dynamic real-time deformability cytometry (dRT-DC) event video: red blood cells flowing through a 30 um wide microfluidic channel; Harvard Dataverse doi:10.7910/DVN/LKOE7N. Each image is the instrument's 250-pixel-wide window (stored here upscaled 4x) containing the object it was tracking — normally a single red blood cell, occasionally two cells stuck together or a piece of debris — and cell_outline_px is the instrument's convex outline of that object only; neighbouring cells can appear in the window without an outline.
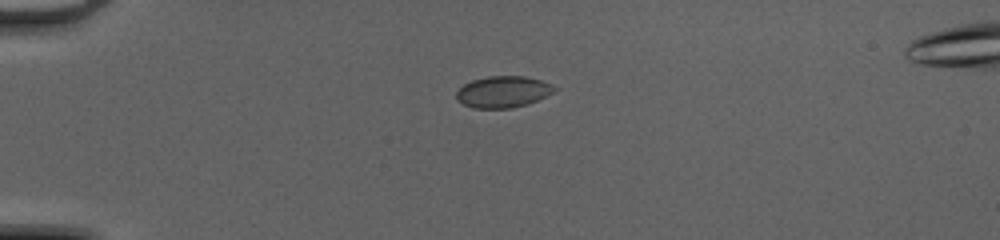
{"species": "common noctule bat (a hibernating species)", "species_latin": "Nyctalus noctula", "temperature_condition": "cold", "stored_images_in_passage": 38, "camera_frame_rate_fps": 3000, "um_per_image_px": 0.085, "animal": {"sex": "female", "body_mass_g": 20.0, "forearm_length_mm": 54.0}, "frame": {"image": 1, "passage_image": 1, "time_ms": 0.0, "image_size_px": [1000, 240], "cell_outline_px": [[556, 88], [552, 92], [528, 104], [512, 108], [472, 108], [464, 104], [456, 96], [456, 92], [464, 84], [472, 80], [488, 76], [524, 76], [540, 80], [552, 84]], "centroid_in_image_um": [42.74, 7.8], "position_along_channel_um": 42.3, "area_um2": 17.74}}
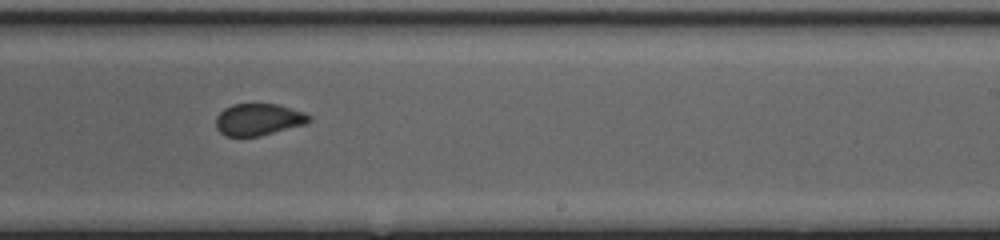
{"frame": {"image": 2, "passage_image": 20, "time_ms": 6.333, "image_size_px": [1000, 240], "cell_outline_px": [[312, 120], [304, 124], [260, 136], [228, 136], [220, 132], [216, 128], [216, 116], [224, 108], [232, 104], [276, 104], [304, 112], [312, 116]], "centroid_in_image_um": [21.96, 10.15], "position_along_channel_um": 267.0, "area_um2": 17.22}}
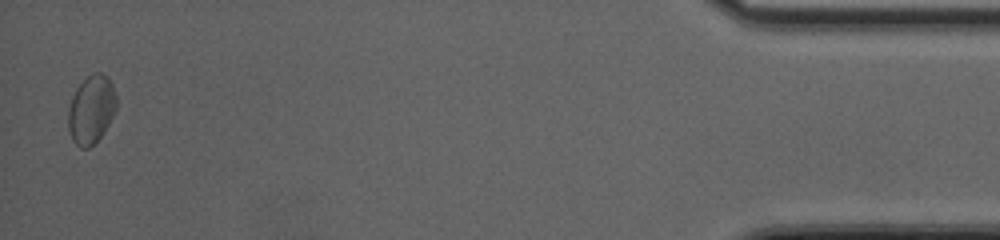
{"frame": {"image": 3, "passage_image": 37, "time_ms": 12.0, "image_size_px": [1000, 240], "cell_outline_px": [[116, 108], [104, 132], [88, 148], [80, 148], [72, 140], [68, 128], [68, 108], [72, 96], [76, 88], [92, 72], [100, 72], [108, 76], [112, 84], [116, 96]], "centroid_in_image_um": [7.75, 9.29], "position_along_channel_um": 427.5, "area_um2": 19.13}, "authors_computed_cell_mechanics": {"area_um2": 17.8024, "velocity_mm_per_s": 4.2123, "shape_relaxation_time_tau1_ms": null, "shape_relaxation_time_tau2_ms": 1.1134, "deformation_change_tau1": null, "deformation_change_tau2": 0.0448}}